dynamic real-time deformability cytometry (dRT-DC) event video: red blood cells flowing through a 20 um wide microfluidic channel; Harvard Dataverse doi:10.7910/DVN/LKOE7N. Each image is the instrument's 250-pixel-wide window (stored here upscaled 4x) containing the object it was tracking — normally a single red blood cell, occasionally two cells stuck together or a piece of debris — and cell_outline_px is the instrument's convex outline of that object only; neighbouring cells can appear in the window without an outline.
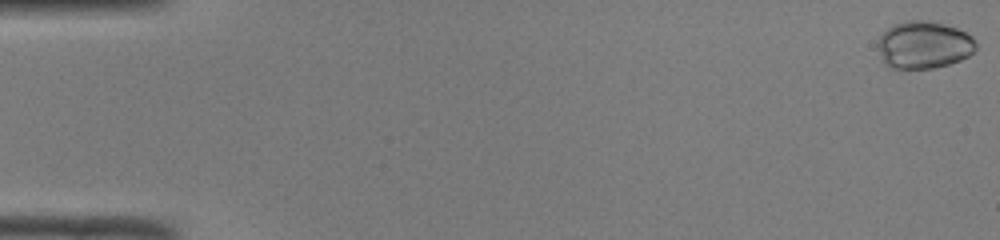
{"species": "common noctule bat (a hibernating species)", "species_latin": "Nyctalus noctula", "temperature_condition": "room temperature", "stored_images_in_passage": 50, "camera_frame_rate_fps": 3000, "um_per_image_px": 0.085, "animal": {"sex": "male", "body_mass_g": 19.0, "forearm_length_mm": 50.8}, "frame": {"image": 1, "passage_image": 1, "time_ms": 0.0, "image_size_px": [1000, 240], "cell_outline_px": [[976, 48], [968, 56], [960, 60], [948, 64], [932, 68], [892, 68], [884, 64], [876, 44], [876, 40], [892, 24], [904, 20], [928, 20], [944, 24], [956, 28], [972, 36], [976, 44]], "centroid_in_image_um": [78.48, 3.8], "position_along_channel_um": 6.5, "area_um2": 27.22}}
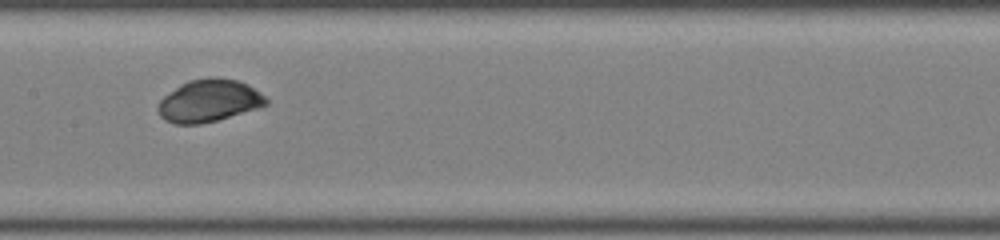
{"frame": {"image": 2, "passage_image": 26, "time_ms": 8.333, "image_size_px": [1000, 240], "cell_outline_px": [[268, 104], [256, 108], [216, 120], [200, 124], [172, 124], [164, 120], [160, 116], [156, 108], [160, 100], [164, 96], [180, 84], [188, 80], [208, 76], [216, 76], [240, 80], [248, 84], [260, 92], [268, 100]], "centroid_in_image_um": [17.73, 8.54], "position_along_channel_um": 189.7, "area_um2": 26.93}}
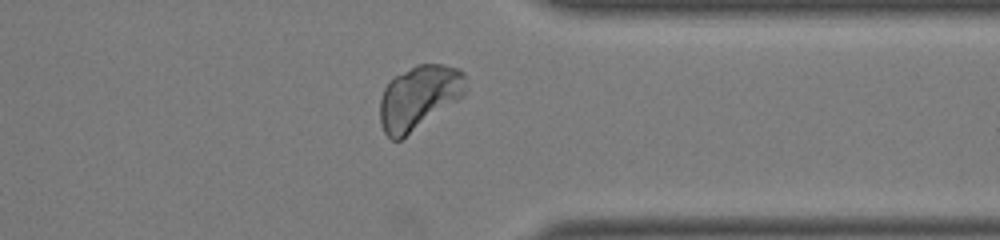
{"frame": {"image": 3, "passage_image": 40, "time_ms": 13.0, "image_size_px": [1000, 240], "cell_outline_px": [[464, 96], [400, 140], [392, 140], [384, 132], [380, 124], [380, 100], [384, 88], [392, 76], [416, 64], [444, 64], [456, 68], [464, 72]], "centroid_in_image_um": [35.57, 8.26], "position_along_channel_um": 375.8, "area_um2": 31.91}}